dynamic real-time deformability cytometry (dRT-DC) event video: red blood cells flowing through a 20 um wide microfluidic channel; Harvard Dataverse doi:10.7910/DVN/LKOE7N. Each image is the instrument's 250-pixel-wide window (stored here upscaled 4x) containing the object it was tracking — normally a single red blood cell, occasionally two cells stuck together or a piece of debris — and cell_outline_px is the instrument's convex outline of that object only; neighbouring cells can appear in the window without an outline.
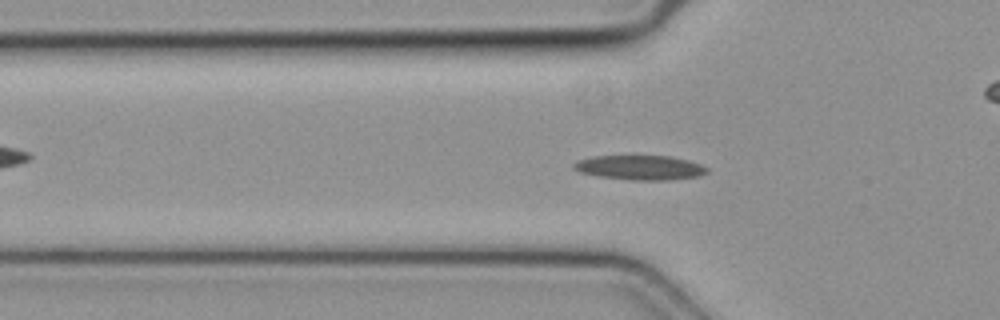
{"species": "common noctule bat (a hibernating species)", "species_latin": "Nyctalus noctula", "temperature_condition": "cold", "stored_images_in_passage": 49, "camera_frame_rate_fps": 3000, "um_per_image_px": 0.085, "animal": {"sex": "female", "body_mass_g": 19.3, "forearm_length_mm": 54.1}, "frame": {"image": 1, "passage_image": 15, "time_ms": 4.667, "image_size_px": [1000, 320], "cell_outline_px": [[708, 172], [696, 176], [668, 180], [632, 180], [600, 176], [580, 172], [572, 168], [572, 164], [580, 160], [592, 156], [668, 156], [688, 160], [700, 164], [708, 168]], "centroid_in_image_um": [54.39, 14.24], "position_along_channel_um": 71.4, "area_um2": 18.84}}
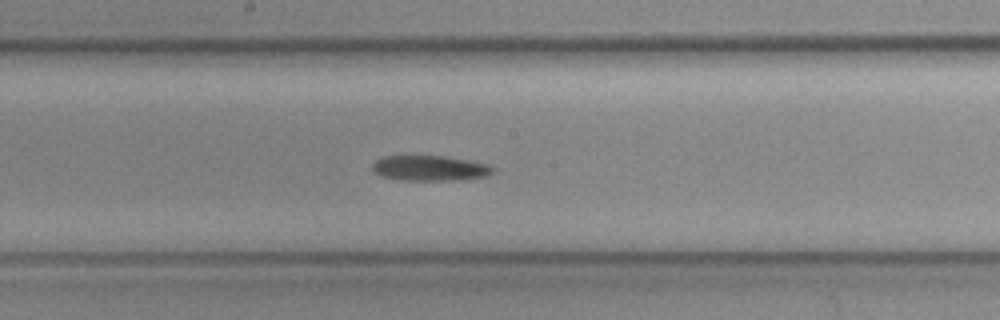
{"frame": {"image": 2, "passage_image": 25, "time_ms": 8.0, "image_size_px": [1000, 320], "cell_outline_px": [[492, 172], [488, 176], [456, 180], [400, 180], [380, 176], [372, 168], [372, 164], [376, 160], [384, 156], [444, 156], [488, 164], [492, 168]], "centroid_in_image_um": [36.5, 14.3], "position_along_channel_um": 211.7, "area_um2": 17.57}}
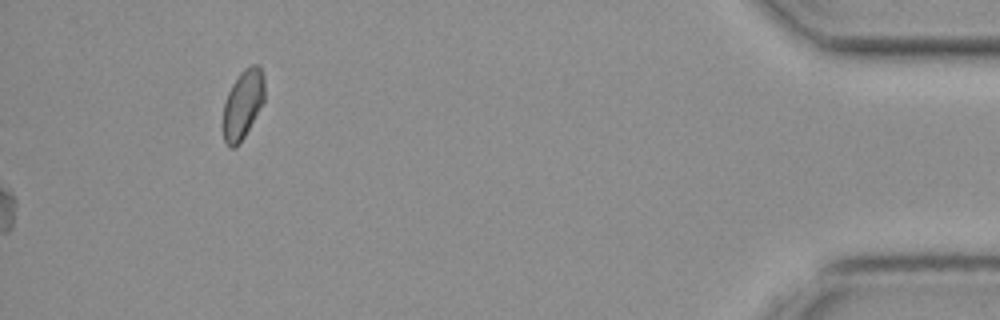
{"frame": {"image": 3, "passage_image": 49, "time_ms": 16.0, "image_size_px": [1000, 320], "cell_outline_px": [[264, 100], [240, 144], [232, 148], [228, 148], [224, 140], [224, 100], [232, 84], [240, 72], [244, 68], [252, 64], [256, 64], [260, 68], [264, 76]], "centroid_in_image_um": [20.64, 8.85], "position_along_channel_um": 414.6, "area_um2": 16.53}}